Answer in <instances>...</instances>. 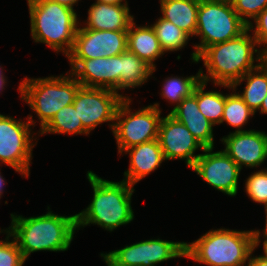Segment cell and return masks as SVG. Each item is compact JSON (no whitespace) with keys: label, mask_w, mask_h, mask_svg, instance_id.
I'll use <instances>...</instances> for the list:
<instances>
[{"label":"cell","mask_w":267,"mask_h":266,"mask_svg":"<svg viewBox=\"0 0 267 266\" xmlns=\"http://www.w3.org/2000/svg\"><path fill=\"white\" fill-rule=\"evenodd\" d=\"M250 32L247 28L236 38L206 47L196 60V63L203 61L206 68L205 74L202 68L199 69L201 81L232 86L248 71L258 67L266 57L257 49Z\"/></svg>","instance_id":"1"},{"label":"cell","mask_w":267,"mask_h":266,"mask_svg":"<svg viewBox=\"0 0 267 266\" xmlns=\"http://www.w3.org/2000/svg\"><path fill=\"white\" fill-rule=\"evenodd\" d=\"M49 1L61 4V5H65L71 9L75 10L74 6L81 0H49Z\"/></svg>","instance_id":"35"},{"label":"cell","mask_w":267,"mask_h":266,"mask_svg":"<svg viewBox=\"0 0 267 266\" xmlns=\"http://www.w3.org/2000/svg\"><path fill=\"white\" fill-rule=\"evenodd\" d=\"M69 70L84 87L120 90V55L94 59H68Z\"/></svg>","instance_id":"15"},{"label":"cell","mask_w":267,"mask_h":266,"mask_svg":"<svg viewBox=\"0 0 267 266\" xmlns=\"http://www.w3.org/2000/svg\"><path fill=\"white\" fill-rule=\"evenodd\" d=\"M31 36L65 57L71 52L80 25L75 10L49 0H27Z\"/></svg>","instance_id":"5"},{"label":"cell","mask_w":267,"mask_h":266,"mask_svg":"<svg viewBox=\"0 0 267 266\" xmlns=\"http://www.w3.org/2000/svg\"><path fill=\"white\" fill-rule=\"evenodd\" d=\"M169 114L183 123L204 148H215L213 137L215 125L200 112L197 98L193 94L184 98Z\"/></svg>","instance_id":"18"},{"label":"cell","mask_w":267,"mask_h":266,"mask_svg":"<svg viewBox=\"0 0 267 266\" xmlns=\"http://www.w3.org/2000/svg\"><path fill=\"white\" fill-rule=\"evenodd\" d=\"M233 9L249 25L266 7L267 0H231Z\"/></svg>","instance_id":"31"},{"label":"cell","mask_w":267,"mask_h":266,"mask_svg":"<svg viewBox=\"0 0 267 266\" xmlns=\"http://www.w3.org/2000/svg\"><path fill=\"white\" fill-rule=\"evenodd\" d=\"M67 134V135H89L83 128V124L77 114L74 105H68L61 108L52 119L36 134Z\"/></svg>","instance_id":"24"},{"label":"cell","mask_w":267,"mask_h":266,"mask_svg":"<svg viewBox=\"0 0 267 266\" xmlns=\"http://www.w3.org/2000/svg\"><path fill=\"white\" fill-rule=\"evenodd\" d=\"M201 75L198 70L196 75H190L187 77H179V75L167 77L164 79L162 84L160 97L166 99L167 102L171 103L175 109L179 103L187 97H190L195 87L200 83Z\"/></svg>","instance_id":"26"},{"label":"cell","mask_w":267,"mask_h":266,"mask_svg":"<svg viewBox=\"0 0 267 266\" xmlns=\"http://www.w3.org/2000/svg\"><path fill=\"white\" fill-rule=\"evenodd\" d=\"M255 249L252 250V252L249 255L247 265L246 266H267V259L263 256H254L253 252Z\"/></svg>","instance_id":"33"},{"label":"cell","mask_w":267,"mask_h":266,"mask_svg":"<svg viewBox=\"0 0 267 266\" xmlns=\"http://www.w3.org/2000/svg\"><path fill=\"white\" fill-rule=\"evenodd\" d=\"M26 119L17 120L13 116L0 114V163L10 166L22 177L29 178L32 149L39 139L32 131L37 121L31 114Z\"/></svg>","instance_id":"9"},{"label":"cell","mask_w":267,"mask_h":266,"mask_svg":"<svg viewBox=\"0 0 267 266\" xmlns=\"http://www.w3.org/2000/svg\"><path fill=\"white\" fill-rule=\"evenodd\" d=\"M3 67L0 65V78H7L4 74L5 73H3V69H2Z\"/></svg>","instance_id":"42"},{"label":"cell","mask_w":267,"mask_h":266,"mask_svg":"<svg viewBox=\"0 0 267 266\" xmlns=\"http://www.w3.org/2000/svg\"><path fill=\"white\" fill-rule=\"evenodd\" d=\"M24 217L11 213V224L5 230L14 238L25 260L33 252H63L70 247L77 231L76 214L62 216L52 213Z\"/></svg>","instance_id":"2"},{"label":"cell","mask_w":267,"mask_h":266,"mask_svg":"<svg viewBox=\"0 0 267 266\" xmlns=\"http://www.w3.org/2000/svg\"><path fill=\"white\" fill-rule=\"evenodd\" d=\"M153 68L134 53L120 54V91L139 88L153 75Z\"/></svg>","instance_id":"23"},{"label":"cell","mask_w":267,"mask_h":266,"mask_svg":"<svg viewBox=\"0 0 267 266\" xmlns=\"http://www.w3.org/2000/svg\"><path fill=\"white\" fill-rule=\"evenodd\" d=\"M248 29L253 31L252 35L256 40L258 49L264 57H267V7L255 19L250 21Z\"/></svg>","instance_id":"32"},{"label":"cell","mask_w":267,"mask_h":266,"mask_svg":"<svg viewBox=\"0 0 267 266\" xmlns=\"http://www.w3.org/2000/svg\"><path fill=\"white\" fill-rule=\"evenodd\" d=\"M242 81H246V86L243 91L237 93L249 108L257 113L267 95V60L265 59L258 67L248 71L232 85V88L237 91V87L243 84Z\"/></svg>","instance_id":"22"},{"label":"cell","mask_w":267,"mask_h":266,"mask_svg":"<svg viewBox=\"0 0 267 266\" xmlns=\"http://www.w3.org/2000/svg\"><path fill=\"white\" fill-rule=\"evenodd\" d=\"M127 50L149 64L154 72V61L164 55L153 27L137 26L134 21L127 30Z\"/></svg>","instance_id":"20"},{"label":"cell","mask_w":267,"mask_h":266,"mask_svg":"<svg viewBox=\"0 0 267 266\" xmlns=\"http://www.w3.org/2000/svg\"><path fill=\"white\" fill-rule=\"evenodd\" d=\"M81 86L68 71L66 75L43 78L25 76L17 90L21 100L36 114L41 130L61 108L73 104Z\"/></svg>","instance_id":"6"},{"label":"cell","mask_w":267,"mask_h":266,"mask_svg":"<svg viewBox=\"0 0 267 266\" xmlns=\"http://www.w3.org/2000/svg\"><path fill=\"white\" fill-rule=\"evenodd\" d=\"M95 2L110 5H128L127 0H96Z\"/></svg>","instance_id":"36"},{"label":"cell","mask_w":267,"mask_h":266,"mask_svg":"<svg viewBox=\"0 0 267 266\" xmlns=\"http://www.w3.org/2000/svg\"><path fill=\"white\" fill-rule=\"evenodd\" d=\"M134 21L128 5L94 2L88 9L87 20L80 27L92 30H128Z\"/></svg>","instance_id":"19"},{"label":"cell","mask_w":267,"mask_h":266,"mask_svg":"<svg viewBox=\"0 0 267 266\" xmlns=\"http://www.w3.org/2000/svg\"><path fill=\"white\" fill-rule=\"evenodd\" d=\"M158 38L162 51L174 52L183 49L191 40L190 36L174 25L171 21L159 17L151 24Z\"/></svg>","instance_id":"28"},{"label":"cell","mask_w":267,"mask_h":266,"mask_svg":"<svg viewBox=\"0 0 267 266\" xmlns=\"http://www.w3.org/2000/svg\"><path fill=\"white\" fill-rule=\"evenodd\" d=\"M161 18L194 37L197 29V11L200 0H159Z\"/></svg>","instance_id":"21"},{"label":"cell","mask_w":267,"mask_h":266,"mask_svg":"<svg viewBox=\"0 0 267 266\" xmlns=\"http://www.w3.org/2000/svg\"><path fill=\"white\" fill-rule=\"evenodd\" d=\"M2 233L6 234V237L0 240V266H23L26 260L16 241L7 230L0 229V234Z\"/></svg>","instance_id":"30"},{"label":"cell","mask_w":267,"mask_h":266,"mask_svg":"<svg viewBox=\"0 0 267 266\" xmlns=\"http://www.w3.org/2000/svg\"><path fill=\"white\" fill-rule=\"evenodd\" d=\"M254 249V230L211 229L185 243V258L208 266H246Z\"/></svg>","instance_id":"4"},{"label":"cell","mask_w":267,"mask_h":266,"mask_svg":"<svg viewBox=\"0 0 267 266\" xmlns=\"http://www.w3.org/2000/svg\"><path fill=\"white\" fill-rule=\"evenodd\" d=\"M231 89L232 93H226L225 105L221 124L224 122L229 126L236 128L235 132L248 131L243 130V126L254 117L255 113L242 100L238 93L230 85H214Z\"/></svg>","instance_id":"25"},{"label":"cell","mask_w":267,"mask_h":266,"mask_svg":"<svg viewBox=\"0 0 267 266\" xmlns=\"http://www.w3.org/2000/svg\"><path fill=\"white\" fill-rule=\"evenodd\" d=\"M185 243L152 238L105 254L120 266H156L177 257L185 258Z\"/></svg>","instance_id":"11"},{"label":"cell","mask_w":267,"mask_h":266,"mask_svg":"<svg viewBox=\"0 0 267 266\" xmlns=\"http://www.w3.org/2000/svg\"><path fill=\"white\" fill-rule=\"evenodd\" d=\"M4 185H6L5 178H3V176L1 175V172H0V195L1 196L4 193Z\"/></svg>","instance_id":"39"},{"label":"cell","mask_w":267,"mask_h":266,"mask_svg":"<svg viewBox=\"0 0 267 266\" xmlns=\"http://www.w3.org/2000/svg\"><path fill=\"white\" fill-rule=\"evenodd\" d=\"M157 139L165 161L185 160L190 169L201 155L196 154V150L203 151L205 149L186 126L170 114L162 117Z\"/></svg>","instance_id":"14"},{"label":"cell","mask_w":267,"mask_h":266,"mask_svg":"<svg viewBox=\"0 0 267 266\" xmlns=\"http://www.w3.org/2000/svg\"><path fill=\"white\" fill-rule=\"evenodd\" d=\"M100 256L103 258V261L107 266H120L114 263L105 253H100Z\"/></svg>","instance_id":"37"},{"label":"cell","mask_w":267,"mask_h":266,"mask_svg":"<svg viewBox=\"0 0 267 266\" xmlns=\"http://www.w3.org/2000/svg\"><path fill=\"white\" fill-rule=\"evenodd\" d=\"M125 153L129 155L130 160L129 168L125 170L122 180L133 186L165 162L158 139L126 149L122 155Z\"/></svg>","instance_id":"17"},{"label":"cell","mask_w":267,"mask_h":266,"mask_svg":"<svg viewBox=\"0 0 267 266\" xmlns=\"http://www.w3.org/2000/svg\"><path fill=\"white\" fill-rule=\"evenodd\" d=\"M262 245H263V256L264 258L267 259V238H264V241L262 242Z\"/></svg>","instance_id":"41"},{"label":"cell","mask_w":267,"mask_h":266,"mask_svg":"<svg viewBox=\"0 0 267 266\" xmlns=\"http://www.w3.org/2000/svg\"><path fill=\"white\" fill-rule=\"evenodd\" d=\"M207 82L200 81L193 95L197 98L200 112L214 125L221 124L226 94L220 91H205Z\"/></svg>","instance_id":"27"},{"label":"cell","mask_w":267,"mask_h":266,"mask_svg":"<svg viewBox=\"0 0 267 266\" xmlns=\"http://www.w3.org/2000/svg\"><path fill=\"white\" fill-rule=\"evenodd\" d=\"M86 176L93 190V198L85 209L76 213L77 231L93 224L113 232L134 220L131 206L135 191L133 185L124 180L108 181L91 170L87 171Z\"/></svg>","instance_id":"3"},{"label":"cell","mask_w":267,"mask_h":266,"mask_svg":"<svg viewBox=\"0 0 267 266\" xmlns=\"http://www.w3.org/2000/svg\"><path fill=\"white\" fill-rule=\"evenodd\" d=\"M204 1H231V0H204Z\"/></svg>","instance_id":"43"},{"label":"cell","mask_w":267,"mask_h":266,"mask_svg":"<svg viewBox=\"0 0 267 266\" xmlns=\"http://www.w3.org/2000/svg\"><path fill=\"white\" fill-rule=\"evenodd\" d=\"M7 81V78H0V94L3 92L2 90H5Z\"/></svg>","instance_id":"40"},{"label":"cell","mask_w":267,"mask_h":266,"mask_svg":"<svg viewBox=\"0 0 267 266\" xmlns=\"http://www.w3.org/2000/svg\"><path fill=\"white\" fill-rule=\"evenodd\" d=\"M125 98L131 97L123 93L118 94L111 89L81 86L73 105L83 128L89 134L105 122L110 123L108 125L113 131L117 109Z\"/></svg>","instance_id":"10"},{"label":"cell","mask_w":267,"mask_h":266,"mask_svg":"<svg viewBox=\"0 0 267 266\" xmlns=\"http://www.w3.org/2000/svg\"><path fill=\"white\" fill-rule=\"evenodd\" d=\"M127 50V30H92L78 27L67 59H94L120 55Z\"/></svg>","instance_id":"13"},{"label":"cell","mask_w":267,"mask_h":266,"mask_svg":"<svg viewBox=\"0 0 267 266\" xmlns=\"http://www.w3.org/2000/svg\"><path fill=\"white\" fill-rule=\"evenodd\" d=\"M265 228L264 230H262V234H261V230L257 229L254 230V249H257L258 246H260L261 244V238H267V210H265ZM261 236V237H260Z\"/></svg>","instance_id":"34"},{"label":"cell","mask_w":267,"mask_h":266,"mask_svg":"<svg viewBox=\"0 0 267 266\" xmlns=\"http://www.w3.org/2000/svg\"><path fill=\"white\" fill-rule=\"evenodd\" d=\"M244 182L248 198L267 210V167L250 174Z\"/></svg>","instance_id":"29"},{"label":"cell","mask_w":267,"mask_h":266,"mask_svg":"<svg viewBox=\"0 0 267 266\" xmlns=\"http://www.w3.org/2000/svg\"><path fill=\"white\" fill-rule=\"evenodd\" d=\"M223 151L238 165L256 168L267 160V133L255 129L248 131L230 132L221 138Z\"/></svg>","instance_id":"16"},{"label":"cell","mask_w":267,"mask_h":266,"mask_svg":"<svg viewBox=\"0 0 267 266\" xmlns=\"http://www.w3.org/2000/svg\"><path fill=\"white\" fill-rule=\"evenodd\" d=\"M131 103V98H125L116 112L112 132L120 155L126 149L158 138L162 119L159 103L144 106L136 112H132Z\"/></svg>","instance_id":"8"},{"label":"cell","mask_w":267,"mask_h":266,"mask_svg":"<svg viewBox=\"0 0 267 266\" xmlns=\"http://www.w3.org/2000/svg\"><path fill=\"white\" fill-rule=\"evenodd\" d=\"M259 111V114H267V95L265 96Z\"/></svg>","instance_id":"38"},{"label":"cell","mask_w":267,"mask_h":266,"mask_svg":"<svg viewBox=\"0 0 267 266\" xmlns=\"http://www.w3.org/2000/svg\"><path fill=\"white\" fill-rule=\"evenodd\" d=\"M205 148L191 168L203 181L216 190L234 197L238 193L240 168L223 151Z\"/></svg>","instance_id":"12"},{"label":"cell","mask_w":267,"mask_h":266,"mask_svg":"<svg viewBox=\"0 0 267 266\" xmlns=\"http://www.w3.org/2000/svg\"><path fill=\"white\" fill-rule=\"evenodd\" d=\"M247 28L248 25L233 9L231 1L200 0L194 35L200 38V43L193 46L192 63H196L197 56L206 47L236 38Z\"/></svg>","instance_id":"7"}]
</instances>
